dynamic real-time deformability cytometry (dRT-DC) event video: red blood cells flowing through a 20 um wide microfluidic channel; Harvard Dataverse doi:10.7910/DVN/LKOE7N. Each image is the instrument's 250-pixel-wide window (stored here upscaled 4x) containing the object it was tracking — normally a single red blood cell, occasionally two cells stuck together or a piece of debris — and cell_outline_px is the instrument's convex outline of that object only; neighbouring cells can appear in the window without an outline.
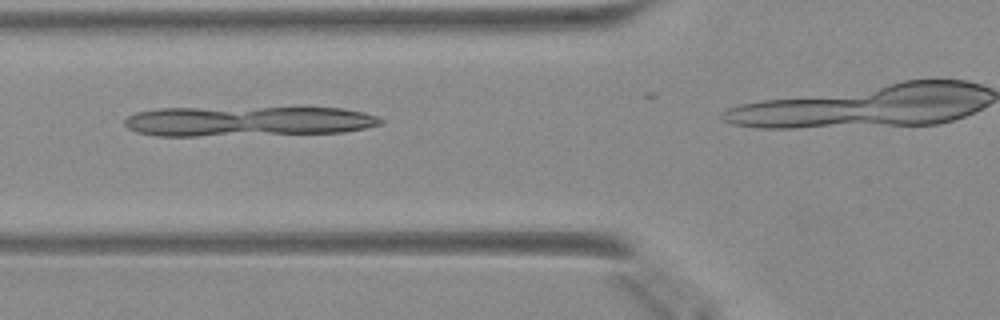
{"species": "Egyptian fruit bat (a non-hibernating species)", "species_latin": "Rousettus aegyptiacus", "temperature_condition": "warm", "stored_images_in_passage": 9, "camera_frame_rate_fps": 3000, "um_per_image_px": 0.085, "animal": {"sex": "female"}, "frame": {"image": 1, "passage_image": 6, "time_ms": 1.667, "image_size_px": [1000, 320], "cell_outline_px": [[384, 120], [380, 124], [368, 128], [344, 132], [196, 136], [156, 136], [136, 132], [128, 128], [124, 124], [124, 120], [128, 116], [136, 112], [156, 108], [344, 108], [364, 112], [376, 116]], "centroid_in_image_um": [21.04, 10.3], "position_along_channel_um": 104.8, "area_um2": 44.91}}